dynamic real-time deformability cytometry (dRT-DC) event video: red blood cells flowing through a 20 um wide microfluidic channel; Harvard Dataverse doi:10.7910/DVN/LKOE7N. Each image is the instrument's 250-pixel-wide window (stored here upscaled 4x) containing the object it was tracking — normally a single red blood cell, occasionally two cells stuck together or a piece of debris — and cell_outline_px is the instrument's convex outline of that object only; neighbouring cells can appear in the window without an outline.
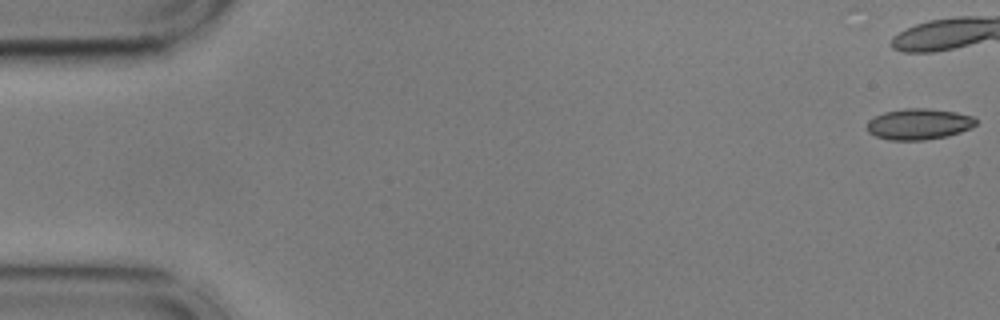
{"species": "common noctule bat (a hibernating species)", "species_latin": "Nyctalus noctula", "temperature_condition": "cold", "stored_images_in_passage": 43, "camera_frame_rate_fps": 3000, "um_per_image_px": 0.085, "animal": {"sex": "male", "body_mass_g": 17.9, "forearm_length_mm": 54.2}, "frame": {"image": 1, "passage_image": 1, "time_ms": 0.0, "image_size_px": [1000, 320], "cell_outline_px": [[976, 124], [972, 128], [948, 136], [924, 140], [888, 140], [876, 136], [868, 132], [868, 120], [884, 112], [904, 108], [928, 108], [956, 112], [972, 116], [976, 120]], "centroid_in_image_um": [78.11, 10.54], "position_along_channel_um": 6.9, "area_um2": 19.71}}